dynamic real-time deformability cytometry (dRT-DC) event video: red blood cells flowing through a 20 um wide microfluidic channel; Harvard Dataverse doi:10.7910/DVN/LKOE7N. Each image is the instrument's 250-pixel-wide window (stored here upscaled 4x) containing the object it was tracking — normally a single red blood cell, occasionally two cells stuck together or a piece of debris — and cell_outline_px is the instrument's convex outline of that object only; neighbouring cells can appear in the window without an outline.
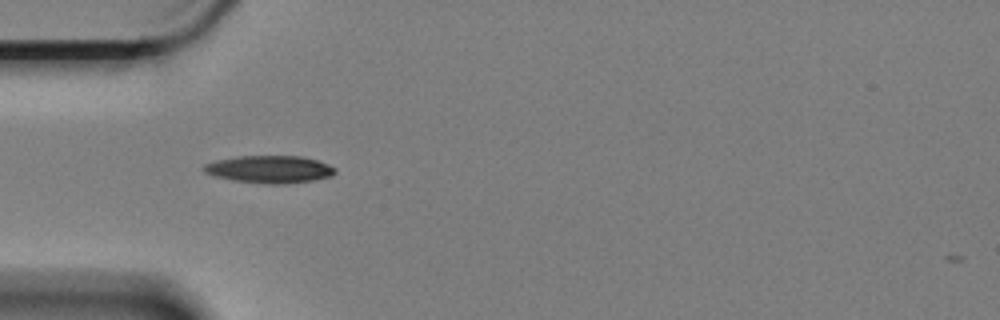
{"species": "Egyptian fruit bat (a non-hibernating species)", "species_latin": "Rousettus aegyptiacus", "temperature_condition": "cold", "stored_images_in_passage": 42, "camera_frame_rate_fps": 3000, "um_per_image_px": 0.085, "animal": {"sex": "female"}, "frame": {"image": 1, "passage_image": 1, "time_ms": 0.0, "image_size_px": [1000, 320], "cell_outline_px": [[336, 172], [332, 176], [312, 180], [284, 184], [268, 184], [236, 180], [212, 176], [204, 172], [200, 168], [204, 164], [216, 160], [236, 156], [304, 156], [328, 164], [336, 168]], "centroid_in_image_um": [22.89, 14.38], "position_along_channel_um": 62.1, "area_um2": 21.1}}
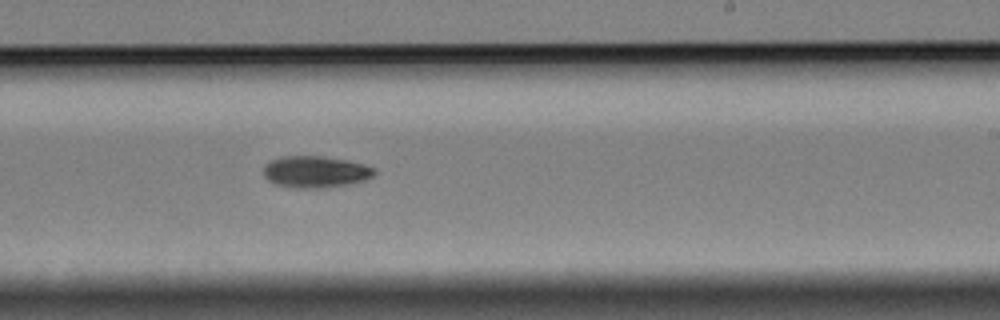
{"frame": {"image": 2, "passage_image": 19, "time_ms": 6.0, "image_size_px": [1000, 320], "cell_outline_px": [[376, 172], [372, 176], [364, 180], [352, 184], [320, 188], [296, 188], [276, 184], [268, 180], [264, 176], [264, 164], [268, 160], [280, 156], [324, 156], [348, 160], [364, 164], [376, 168]], "centroid_in_image_um": [26.81, 14.59], "position_along_channel_um": 262.2, "area_um2": 20.75}}
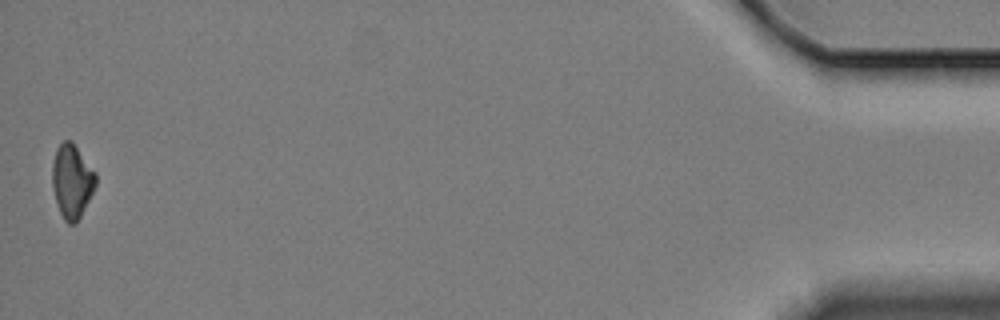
{"frame": {"image": 3, "passage_image": 42, "time_ms": 13.667, "image_size_px": [1000, 320], "cell_outline_px": [[96, 184], [76, 224], [68, 224], [64, 220], [60, 212], [52, 188], [52, 164], [56, 148], [64, 140], [72, 140], [96, 172]], "centroid_in_image_um": [6.1, 15.37], "position_along_channel_um": 429.1, "area_um2": 18.67}, "authors_computed_cell_mechanics": {"area_um2": 19.7676, "velocity_mm_per_s": 3.3508, "shape_relaxation_time_tau1_ms": 2.9437, "shape_relaxation_time_tau2_ms": null, "deformation_change_tau1": 0.1145, "deformation_change_tau2": null}}